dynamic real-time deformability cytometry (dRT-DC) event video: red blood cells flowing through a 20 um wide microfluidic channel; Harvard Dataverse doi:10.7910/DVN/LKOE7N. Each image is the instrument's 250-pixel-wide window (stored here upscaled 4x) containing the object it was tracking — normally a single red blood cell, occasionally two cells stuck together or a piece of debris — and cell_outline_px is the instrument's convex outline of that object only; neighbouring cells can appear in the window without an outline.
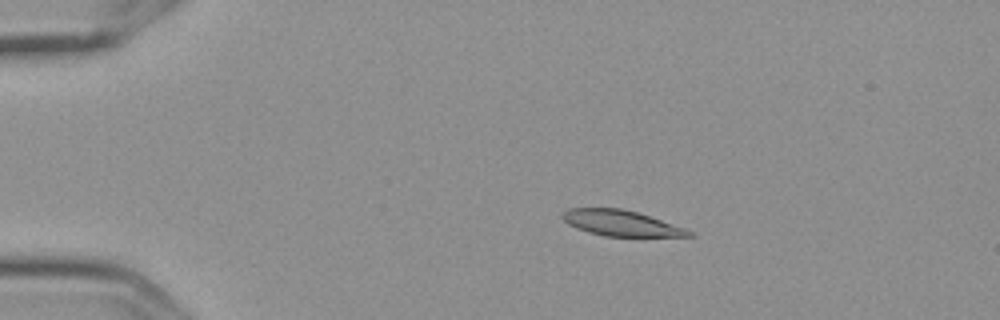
{"species": "Egyptian fruit bat (a non-hibernating species)", "species_latin": "Rousettus aegyptiacus", "temperature_condition": "cold", "stored_images_in_passage": 10, "camera_frame_rate_fps": 3000, "um_per_image_px": 0.085, "frame": {"image": 1, "passage_image": 3, "time_ms": 0.667, "image_size_px": [1000, 320], "cell_outline_px": [[696, 236], [604, 236], [588, 232], [576, 228], [568, 224], [560, 216], [568, 208], [620, 208], [640, 212], [684, 228], [692, 232]], "centroid_in_image_um": [52.77, 18.95], "position_along_channel_um": 32.2, "area_um2": 18.9}}
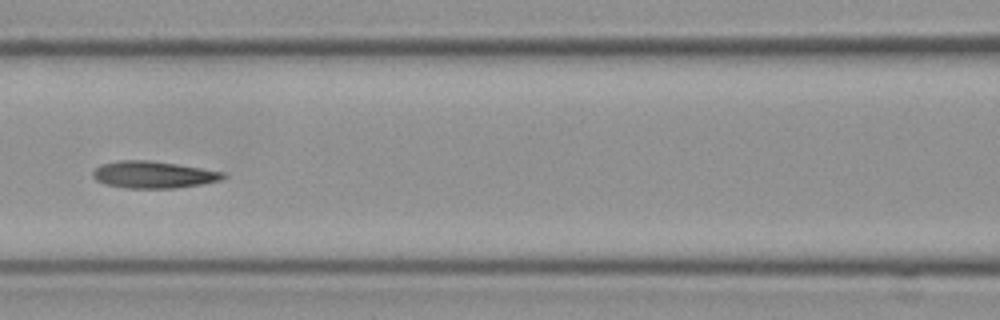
{"frame": {"image": 2, "passage_image": 7, "time_ms": 2.0, "image_size_px": [1000, 320], "cell_outline_px": [[228, 176], [220, 180], [200, 184], [176, 188], [124, 188], [104, 184], [96, 180], [92, 176], [92, 172], [100, 164], [116, 160], [148, 160], [176, 164], [224, 172]], "centroid_in_image_um": [12.99, 14.84], "position_along_channel_um": 153.6, "area_um2": 20.52}}
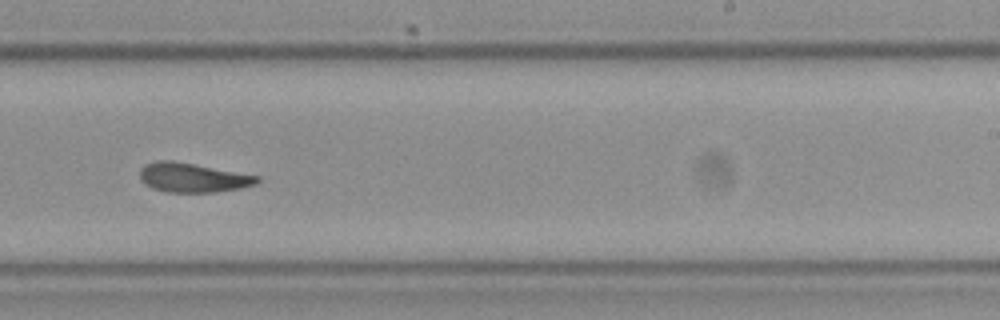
{"frame": {"image": 3, "passage_image": 10, "time_ms": 3.0, "image_size_px": [1000, 320], "cell_outline_px": [[260, 180], [256, 184], [240, 188], [216, 192], [164, 192], [152, 188], [144, 184], [140, 180], [140, 168], [144, 164], [156, 160], [172, 160], [260, 176]], "centroid_in_image_um": [16.34, 15.09], "position_along_channel_um": 272.7, "area_um2": 20.17}}